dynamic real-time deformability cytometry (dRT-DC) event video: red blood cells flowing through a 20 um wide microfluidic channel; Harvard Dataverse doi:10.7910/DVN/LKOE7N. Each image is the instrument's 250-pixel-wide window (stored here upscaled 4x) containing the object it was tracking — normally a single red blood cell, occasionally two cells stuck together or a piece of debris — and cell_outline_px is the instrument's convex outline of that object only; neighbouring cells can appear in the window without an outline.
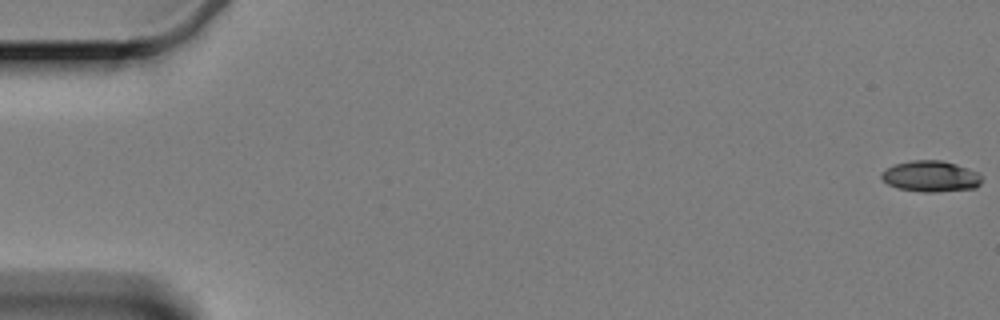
{"species": "Egyptian fruit bat (a non-hibernating species)", "species_latin": "Rousettus aegyptiacus", "temperature_condition": "cold", "stored_images_in_passage": 61, "camera_frame_rate_fps": 3000, "um_per_image_px": 0.085, "animal": {"sex": "female"}, "frame": {"image": 1, "passage_image": 1, "time_ms": 0.0, "image_size_px": [1000, 320], "cell_outline_px": [[976, 184], [960, 188], [908, 188], [896, 184], [888, 180], [884, 176], [896, 168], [904, 164], [948, 164], [956, 168]], "centroid_in_image_um": [78.95, 15.01], "position_along_channel_um": 6.1, "area_um2": 12.25}}
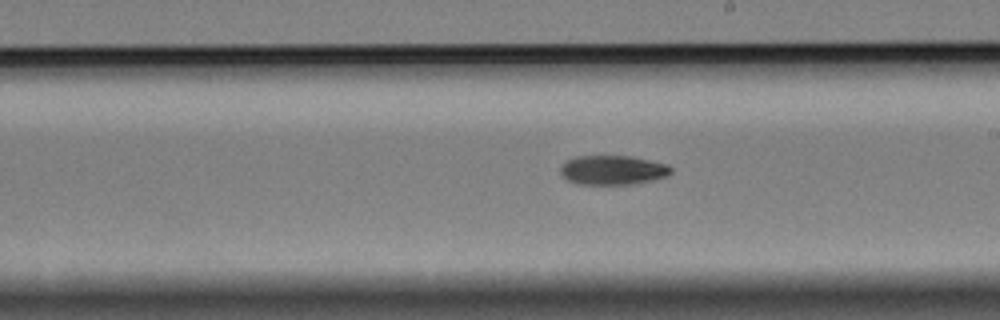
{"frame": {"image": 2, "passage_image": 35, "time_ms": 11.333, "image_size_px": [1000, 320], "cell_outline_px": [[668, 168], [664, 172], [648, 176], [624, 180], [604, 180], [572, 176], [568, 172], [568, 168], [572, 164], [592, 160], [632, 160]], "centroid_in_image_um": [52.19, 14.43], "position_along_channel_um": 236.8, "area_um2": 10.98}}
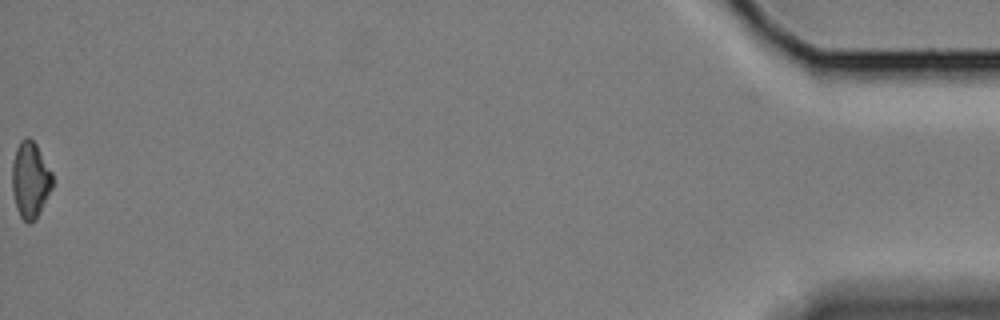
{"frame": {"image": 3, "passage_image": 61, "time_ms": 20.0, "image_size_px": [1000, 320], "cell_outline_px": [[52, 184], [32, 220], [28, 220], [20, 212], [16, 200], [16, 156], [20, 148], [28, 140], [36, 148], [52, 176]], "centroid_in_image_um": [2.64, 15.33], "position_along_channel_um": 432.6, "area_um2": 14.22}}